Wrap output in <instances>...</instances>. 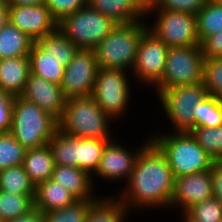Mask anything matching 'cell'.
I'll list each match as a JSON object with an SVG mask.
<instances>
[{"label":"cell","mask_w":222,"mask_h":222,"mask_svg":"<svg viewBox=\"0 0 222 222\" xmlns=\"http://www.w3.org/2000/svg\"><path fill=\"white\" fill-rule=\"evenodd\" d=\"M196 16L200 43L206 37L222 31V5L215 0L206 1Z\"/></svg>","instance_id":"29"},{"label":"cell","mask_w":222,"mask_h":222,"mask_svg":"<svg viewBox=\"0 0 222 222\" xmlns=\"http://www.w3.org/2000/svg\"><path fill=\"white\" fill-rule=\"evenodd\" d=\"M184 217H182V222H198L195 219H193L191 216H189L186 212L182 213Z\"/></svg>","instance_id":"47"},{"label":"cell","mask_w":222,"mask_h":222,"mask_svg":"<svg viewBox=\"0 0 222 222\" xmlns=\"http://www.w3.org/2000/svg\"><path fill=\"white\" fill-rule=\"evenodd\" d=\"M157 94L174 132H190L195 127V107L208 96L203 82L157 90Z\"/></svg>","instance_id":"7"},{"label":"cell","mask_w":222,"mask_h":222,"mask_svg":"<svg viewBox=\"0 0 222 222\" xmlns=\"http://www.w3.org/2000/svg\"><path fill=\"white\" fill-rule=\"evenodd\" d=\"M9 0H0V4H8Z\"/></svg>","instance_id":"48"},{"label":"cell","mask_w":222,"mask_h":222,"mask_svg":"<svg viewBox=\"0 0 222 222\" xmlns=\"http://www.w3.org/2000/svg\"><path fill=\"white\" fill-rule=\"evenodd\" d=\"M186 213L198 222H222V204L215 197L193 205Z\"/></svg>","instance_id":"36"},{"label":"cell","mask_w":222,"mask_h":222,"mask_svg":"<svg viewBox=\"0 0 222 222\" xmlns=\"http://www.w3.org/2000/svg\"><path fill=\"white\" fill-rule=\"evenodd\" d=\"M195 127H212L222 125V101L208 95L198 103L193 112Z\"/></svg>","instance_id":"31"},{"label":"cell","mask_w":222,"mask_h":222,"mask_svg":"<svg viewBox=\"0 0 222 222\" xmlns=\"http://www.w3.org/2000/svg\"><path fill=\"white\" fill-rule=\"evenodd\" d=\"M154 0H133V2L144 12L146 13L152 7Z\"/></svg>","instance_id":"46"},{"label":"cell","mask_w":222,"mask_h":222,"mask_svg":"<svg viewBox=\"0 0 222 222\" xmlns=\"http://www.w3.org/2000/svg\"><path fill=\"white\" fill-rule=\"evenodd\" d=\"M98 70L94 49H78L65 67L60 84L65 98L92 96Z\"/></svg>","instance_id":"11"},{"label":"cell","mask_w":222,"mask_h":222,"mask_svg":"<svg viewBox=\"0 0 222 222\" xmlns=\"http://www.w3.org/2000/svg\"><path fill=\"white\" fill-rule=\"evenodd\" d=\"M35 195H19L0 190V215L6 222L29 214L35 209Z\"/></svg>","instance_id":"30"},{"label":"cell","mask_w":222,"mask_h":222,"mask_svg":"<svg viewBox=\"0 0 222 222\" xmlns=\"http://www.w3.org/2000/svg\"><path fill=\"white\" fill-rule=\"evenodd\" d=\"M147 30L146 19L134 23L117 24L94 48L99 67L131 70L140 40Z\"/></svg>","instance_id":"3"},{"label":"cell","mask_w":222,"mask_h":222,"mask_svg":"<svg viewBox=\"0 0 222 222\" xmlns=\"http://www.w3.org/2000/svg\"><path fill=\"white\" fill-rule=\"evenodd\" d=\"M34 41L10 21L0 29V59L27 57Z\"/></svg>","instance_id":"23"},{"label":"cell","mask_w":222,"mask_h":222,"mask_svg":"<svg viewBox=\"0 0 222 222\" xmlns=\"http://www.w3.org/2000/svg\"><path fill=\"white\" fill-rule=\"evenodd\" d=\"M213 197L210 170L175 178L170 207L186 212L193 205Z\"/></svg>","instance_id":"15"},{"label":"cell","mask_w":222,"mask_h":222,"mask_svg":"<svg viewBox=\"0 0 222 222\" xmlns=\"http://www.w3.org/2000/svg\"><path fill=\"white\" fill-rule=\"evenodd\" d=\"M30 73L42 77L54 84L60 85L65 67L53 55L47 54L35 42L29 52Z\"/></svg>","instance_id":"24"},{"label":"cell","mask_w":222,"mask_h":222,"mask_svg":"<svg viewBox=\"0 0 222 222\" xmlns=\"http://www.w3.org/2000/svg\"><path fill=\"white\" fill-rule=\"evenodd\" d=\"M21 96L37 104L57 121L62 118L66 98L63 95L60 85L30 73Z\"/></svg>","instance_id":"16"},{"label":"cell","mask_w":222,"mask_h":222,"mask_svg":"<svg viewBox=\"0 0 222 222\" xmlns=\"http://www.w3.org/2000/svg\"><path fill=\"white\" fill-rule=\"evenodd\" d=\"M128 208L114 195L100 196L89 208L84 222H126Z\"/></svg>","instance_id":"22"},{"label":"cell","mask_w":222,"mask_h":222,"mask_svg":"<svg viewBox=\"0 0 222 222\" xmlns=\"http://www.w3.org/2000/svg\"><path fill=\"white\" fill-rule=\"evenodd\" d=\"M6 222H45L43 213L34 209L29 214L8 220Z\"/></svg>","instance_id":"42"},{"label":"cell","mask_w":222,"mask_h":222,"mask_svg":"<svg viewBox=\"0 0 222 222\" xmlns=\"http://www.w3.org/2000/svg\"><path fill=\"white\" fill-rule=\"evenodd\" d=\"M150 140L165 155L174 178L210 170L215 161L197 143L190 132H161Z\"/></svg>","instance_id":"2"},{"label":"cell","mask_w":222,"mask_h":222,"mask_svg":"<svg viewBox=\"0 0 222 222\" xmlns=\"http://www.w3.org/2000/svg\"><path fill=\"white\" fill-rule=\"evenodd\" d=\"M206 0H154L150 10L186 12L197 15Z\"/></svg>","instance_id":"37"},{"label":"cell","mask_w":222,"mask_h":222,"mask_svg":"<svg viewBox=\"0 0 222 222\" xmlns=\"http://www.w3.org/2000/svg\"><path fill=\"white\" fill-rule=\"evenodd\" d=\"M0 190L19 195H35V185L23 165L0 171Z\"/></svg>","instance_id":"28"},{"label":"cell","mask_w":222,"mask_h":222,"mask_svg":"<svg viewBox=\"0 0 222 222\" xmlns=\"http://www.w3.org/2000/svg\"><path fill=\"white\" fill-rule=\"evenodd\" d=\"M47 54L53 55L59 63L66 67L78 51V48L59 30L41 37L35 42Z\"/></svg>","instance_id":"26"},{"label":"cell","mask_w":222,"mask_h":222,"mask_svg":"<svg viewBox=\"0 0 222 222\" xmlns=\"http://www.w3.org/2000/svg\"><path fill=\"white\" fill-rule=\"evenodd\" d=\"M110 140L112 139L78 137V168L92 176L98 169L102 152Z\"/></svg>","instance_id":"27"},{"label":"cell","mask_w":222,"mask_h":222,"mask_svg":"<svg viewBox=\"0 0 222 222\" xmlns=\"http://www.w3.org/2000/svg\"><path fill=\"white\" fill-rule=\"evenodd\" d=\"M13 106H0V136L11 129Z\"/></svg>","instance_id":"41"},{"label":"cell","mask_w":222,"mask_h":222,"mask_svg":"<svg viewBox=\"0 0 222 222\" xmlns=\"http://www.w3.org/2000/svg\"><path fill=\"white\" fill-rule=\"evenodd\" d=\"M53 18L59 23L66 16L88 5V0H45Z\"/></svg>","instance_id":"38"},{"label":"cell","mask_w":222,"mask_h":222,"mask_svg":"<svg viewBox=\"0 0 222 222\" xmlns=\"http://www.w3.org/2000/svg\"><path fill=\"white\" fill-rule=\"evenodd\" d=\"M117 25L89 4L66 16L58 29L78 48L94 49Z\"/></svg>","instance_id":"6"},{"label":"cell","mask_w":222,"mask_h":222,"mask_svg":"<svg viewBox=\"0 0 222 222\" xmlns=\"http://www.w3.org/2000/svg\"><path fill=\"white\" fill-rule=\"evenodd\" d=\"M88 4L117 24L134 23L145 18V13L133 0H88Z\"/></svg>","instance_id":"21"},{"label":"cell","mask_w":222,"mask_h":222,"mask_svg":"<svg viewBox=\"0 0 222 222\" xmlns=\"http://www.w3.org/2000/svg\"><path fill=\"white\" fill-rule=\"evenodd\" d=\"M57 128L58 121L37 104L14 97L10 132L26 150L47 145Z\"/></svg>","instance_id":"4"},{"label":"cell","mask_w":222,"mask_h":222,"mask_svg":"<svg viewBox=\"0 0 222 222\" xmlns=\"http://www.w3.org/2000/svg\"><path fill=\"white\" fill-rule=\"evenodd\" d=\"M153 13L157 16L154 17L155 22H152L154 24H151L147 17ZM145 18L148 30L168 47L200 46L196 15L178 11L149 10L145 13Z\"/></svg>","instance_id":"10"},{"label":"cell","mask_w":222,"mask_h":222,"mask_svg":"<svg viewBox=\"0 0 222 222\" xmlns=\"http://www.w3.org/2000/svg\"><path fill=\"white\" fill-rule=\"evenodd\" d=\"M200 46L204 58H222V31L206 37Z\"/></svg>","instance_id":"39"},{"label":"cell","mask_w":222,"mask_h":222,"mask_svg":"<svg viewBox=\"0 0 222 222\" xmlns=\"http://www.w3.org/2000/svg\"><path fill=\"white\" fill-rule=\"evenodd\" d=\"M77 199L52 178L35 187L34 207L40 212L62 209Z\"/></svg>","instance_id":"19"},{"label":"cell","mask_w":222,"mask_h":222,"mask_svg":"<svg viewBox=\"0 0 222 222\" xmlns=\"http://www.w3.org/2000/svg\"><path fill=\"white\" fill-rule=\"evenodd\" d=\"M55 164L78 167V137L57 128L48 142Z\"/></svg>","instance_id":"25"},{"label":"cell","mask_w":222,"mask_h":222,"mask_svg":"<svg viewBox=\"0 0 222 222\" xmlns=\"http://www.w3.org/2000/svg\"><path fill=\"white\" fill-rule=\"evenodd\" d=\"M9 21L34 42L58 29V22L44 4L35 6L8 5Z\"/></svg>","instance_id":"14"},{"label":"cell","mask_w":222,"mask_h":222,"mask_svg":"<svg viewBox=\"0 0 222 222\" xmlns=\"http://www.w3.org/2000/svg\"><path fill=\"white\" fill-rule=\"evenodd\" d=\"M174 183L175 178L165 155L150 140L140 150L129 180L116 197L129 211L169 209Z\"/></svg>","instance_id":"1"},{"label":"cell","mask_w":222,"mask_h":222,"mask_svg":"<svg viewBox=\"0 0 222 222\" xmlns=\"http://www.w3.org/2000/svg\"><path fill=\"white\" fill-rule=\"evenodd\" d=\"M13 99L12 95L4 93L0 89V106H13Z\"/></svg>","instance_id":"45"},{"label":"cell","mask_w":222,"mask_h":222,"mask_svg":"<svg viewBox=\"0 0 222 222\" xmlns=\"http://www.w3.org/2000/svg\"><path fill=\"white\" fill-rule=\"evenodd\" d=\"M169 47L147 30L140 40L135 63L130 72L140 84L155 86L165 71L166 57Z\"/></svg>","instance_id":"12"},{"label":"cell","mask_w":222,"mask_h":222,"mask_svg":"<svg viewBox=\"0 0 222 222\" xmlns=\"http://www.w3.org/2000/svg\"><path fill=\"white\" fill-rule=\"evenodd\" d=\"M96 200H76L57 210L42 212L45 222H84L90 206Z\"/></svg>","instance_id":"34"},{"label":"cell","mask_w":222,"mask_h":222,"mask_svg":"<svg viewBox=\"0 0 222 222\" xmlns=\"http://www.w3.org/2000/svg\"><path fill=\"white\" fill-rule=\"evenodd\" d=\"M0 222H5V221L3 220V218L1 217V215H0Z\"/></svg>","instance_id":"50"},{"label":"cell","mask_w":222,"mask_h":222,"mask_svg":"<svg viewBox=\"0 0 222 222\" xmlns=\"http://www.w3.org/2000/svg\"><path fill=\"white\" fill-rule=\"evenodd\" d=\"M52 179L66 188L77 200H97L99 198L98 195L92 194L95 190L92 176L78 167L55 164Z\"/></svg>","instance_id":"17"},{"label":"cell","mask_w":222,"mask_h":222,"mask_svg":"<svg viewBox=\"0 0 222 222\" xmlns=\"http://www.w3.org/2000/svg\"><path fill=\"white\" fill-rule=\"evenodd\" d=\"M127 72L122 69L99 67L97 73L92 97L113 121H116L118 117H123L124 112L126 115L131 102V86Z\"/></svg>","instance_id":"9"},{"label":"cell","mask_w":222,"mask_h":222,"mask_svg":"<svg viewBox=\"0 0 222 222\" xmlns=\"http://www.w3.org/2000/svg\"><path fill=\"white\" fill-rule=\"evenodd\" d=\"M201 46L169 47L162 79L152 88L165 90L203 82Z\"/></svg>","instance_id":"8"},{"label":"cell","mask_w":222,"mask_h":222,"mask_svg":"<svg viewBox=\"0 0 222 222\" xmlns=\"http://www.w3.org/2000/svg\"><path fill=\"white\" fill-rule=\"evenodd\" d=\"M115 140L113 138L105 146L98 169L92 175V180H95L93 178L96 175L97 178H103L108 182H118L119 180L127 182L140 150L150 141V138L145 140L146 142L141 144L142 147H138V150L135 151L134 149L127 150Z\"/></svg>","instance_id":"13"},{"label":"cell","mask_w":222,"mask_h":222,"mask_svg":"<svg viewBox=\"0 0 222 222\" xmlns=\"http://www.w3.org/2000/svg\"><path fill=\"white\" fill-rule=\"evenodd\" d=\"M26 149L10 131L0 136V171L23 165Z\"/></svg>","instance_id":"33"},{"label":"cell","mask_w":222,"mask_h":222,"mask_svg":"<svg viewBox=\"0 0 222 222\" xmlns=\"http://www.w3.org/2000/svg\"><path fill=\"white\" fill-rule=\"evenodd\" d=\"M213 197L222 204V161H214L210 168Z\"/></svg>","instance_id":"40"},{"label":"cell","mask_w":222,"mask_h":222,"mask_svg":"<svg viewBox=\"0 0 222 222\" xmlns=\"http://www.w3.org/2000/svg\"><path fill=\"white\" fill-rule=\"evenodd\" d=\"M23 167L35 187L47 179H51L55 161L50 146L47 144L36 149L26 150Z\"/></svg>","instance_id":"20"},{"label":"cell","mask_w":222,"mask_h":222,"mask_svg":"<svg viewBox=\"0 0 222 222\" xmlns=\"http://www.w3.org/2000/svg\"><path fill=\"white\" fill-rule=\"evenodd\" d=\"M217 3H219L220 5H222V0H215Z\"/></svg>","instance_id":"49"},{"label":"cell","mask_w":222,"mask_h":222,"mask_svg":"<svg viewBox=\"0 0 222 222\" xmlns=\"http://www.w3.org/2000/svg\"><path fill=\"white\" fill-rule=\"evenodd\" d=\"M29 74V56L0 59V89L4 93L21 96Z\"/></svg>","instance_id":"18"},{"label":"cell","mask_w":222,"mask_h":222,"mask_svg":"<svg viewBox=\"0 0 222 222\" xmlns=\"http://www.w3.org/2000/svg\"><path fill=\"white\" fill-rule=\"evenodd\" d=\"M190 133L215 161H222V125L215 128L194 127Z\"/></svg>","instance_id":"32"},{"label":"cell","mask_w":222,"mask_h":222,"mask_svg":"<svg viewBox=\"0 0 222 222\" xmlns=\"http://www.w3.org/2000/svg\"><path fill=\"white\" fill-rule=\"evenodd\" d=\"M45 0H9L8 5L35 6L44 3Z\"/></svg>","instance_id":"43"},{"label":"cell","mask_w":222,"mask_h":222,"mask_svg":"<svg viewBox=\"0 0 222 222\" xmlns=\"http://www.w3.org/2000/svg\"><path fill=\"white\" fill-rule=\"evenodd\" d=\"M203 84L208 95L222 101V58L204 59Z\"/></svg>","instance_id":"35"},{"label":"cell","mask_w":222,"mask_h":222,"mask_svg":"<svg viewBox=\"0 0 222 222\" xmlns=\"http://www.w3.org/2000/svg\"><path fill=\"white\" fill-rule=\"evenodd\" d=\"M112 119L96 104L92 96L66 99L58 128L79 138L113 139Z\"/></svg>","instance_id":"5"},{"label":"cell","mask_w":222,"mask_h":222,"mask_svg":"<svg viewBox=\"0 0 222 222\" xmlns=\"http://www.w3.org/2000/svg\"><path fill=\"white\" fill-rule=\"evenodd\" d=\"M9 21L8 4H0V29Z\"/></svg>","instance_id":"44"}]
</instances>
